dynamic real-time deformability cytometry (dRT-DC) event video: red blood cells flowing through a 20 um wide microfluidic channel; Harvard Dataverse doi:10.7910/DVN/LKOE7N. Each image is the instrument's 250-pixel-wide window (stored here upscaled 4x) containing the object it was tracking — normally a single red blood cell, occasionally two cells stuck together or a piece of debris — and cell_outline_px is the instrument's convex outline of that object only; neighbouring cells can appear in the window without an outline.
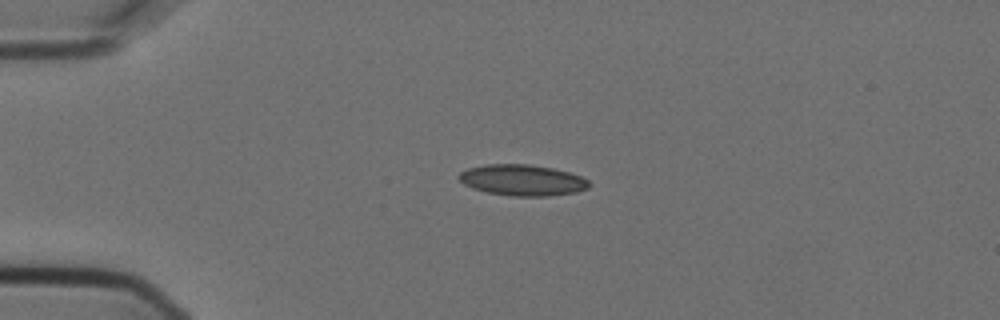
{"species": "Egyptian fruit bat (a non-hibernating species)", "species_latin": "Rousettus aegyptiacus", "temperature_condition": "cold", "stored_images_in_passage": 5, "camera_frame_rate_fps": 3000, "um_per_image_px": 0.085, "animal": {"sex": "female"}, "frame": {"image": 1, "passage_image": 3, "time_ms": 0.667, "image_size_px": [1000, 320], "cell_outline_px": [[592, 184], [588, 188], [576, 192], [548, 196], [512, 196], [488, 192], [472, 188], [464, 184], [456, 176], [460, 172], [468, 168], [488, 164], [528, 164], [552, 168], [568, 172], [580, 176], [588, 180]], "centroid_in_image_um": [44.4, 15.31], "position_along_channel_um": 40.6, "area_um2": 23.52}}
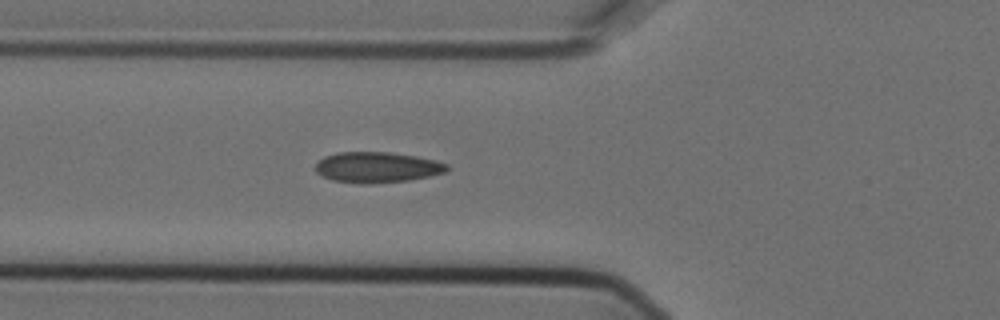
{"frame": {"image": 2, "passage_image": 5, "time_ms": 1.333, "image_size_px": [1000, 320], "cell_outline_px": [[448, 168], [444, 172], [428, 176], [408, 180], [364, 184], [332, 180], [316, 172], [316, 164], [324, 156], [340, 152], [388, 152], [416, 156], [448, 164]], "centroid_in_image_um": [32.02, 14.21], "position_along_channel_um": 93.8, "area_um2": 23.12}}